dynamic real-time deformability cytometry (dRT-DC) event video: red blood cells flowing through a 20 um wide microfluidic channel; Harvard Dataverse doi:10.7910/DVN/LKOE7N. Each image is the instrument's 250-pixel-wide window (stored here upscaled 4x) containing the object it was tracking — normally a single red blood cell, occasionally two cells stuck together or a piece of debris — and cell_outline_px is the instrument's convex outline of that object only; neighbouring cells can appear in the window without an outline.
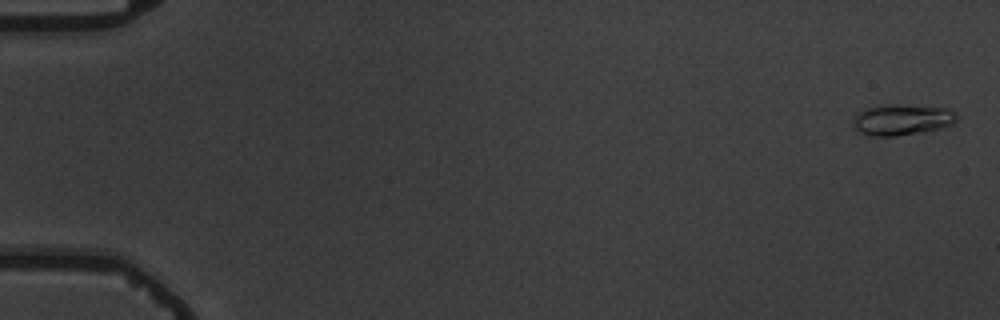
{"species": "common noctule bat (a hibernating species)", "species_latin": "Nyctalus noctula", "temperature_condition": "warm", "stored_images_in_passage": 5, "camera_frame_rate_fps": 3000, "um_per_image_px": 0.085, "animal": {"sex": "male", "body_mass_g": 19.5, "forearm_length_mm": 54.6}, "frame": {"image": 1, "passage_image": 1, "time_ms": 0.0, "image_size_px": [1000, 320], "cell_outline_px": [[956, 120], [952, 124], [940, 128], [896, 136], [868, 136], [860, 132], [852, 124], [852, 120], [856, 112], [864, 108], [880, 104], [896, 104], [948, 108], [956, 116]], "centroid_in_image_um": [76.57, 10.16], "position_along_channel_um": 8.4, "area_um2": 18.79}}